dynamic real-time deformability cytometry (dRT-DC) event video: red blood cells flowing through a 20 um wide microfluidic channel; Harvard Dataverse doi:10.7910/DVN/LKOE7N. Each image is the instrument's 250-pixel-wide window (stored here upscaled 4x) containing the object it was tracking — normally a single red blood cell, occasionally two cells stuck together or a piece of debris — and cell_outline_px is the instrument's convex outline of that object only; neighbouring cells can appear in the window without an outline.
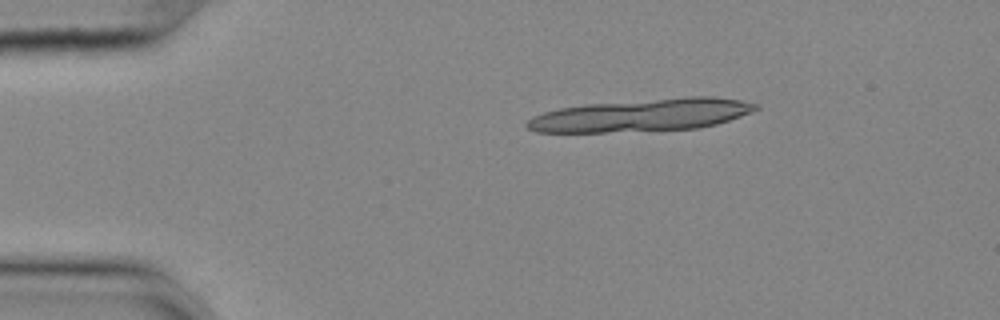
{"species": "common noctule bat (a hibernating species)", "species_latin": "Nyctalus noctula", "temperature_condition": "cold", "stored_images_in_passage": 19, "segment_of_instrument_passage": [1, 2], "camera_frame_rate_fps": 3000, "um_per_image_px": 0.085, "animal": {"sex": "female", "body_mass_g": 25.1}, "frame": {"image": 1, "passage_image": 1, "time_ms": 0.0, "image_size_px": [1000, 320], "cell_outline_px": [[760, 108], [752, 112], [716, 124], [700, 128], [604, 132], [536, 132], [528, 128], [524, 124], [532, 116], [544, 112], [560, 108], [584, 104], [684, 96], [712, 96], [740, 100], [760, 104]], "centroid_in_image_um": [54.55, 9.77], "position_along_channel_um": 30.4, "area_um2": 43.64}}